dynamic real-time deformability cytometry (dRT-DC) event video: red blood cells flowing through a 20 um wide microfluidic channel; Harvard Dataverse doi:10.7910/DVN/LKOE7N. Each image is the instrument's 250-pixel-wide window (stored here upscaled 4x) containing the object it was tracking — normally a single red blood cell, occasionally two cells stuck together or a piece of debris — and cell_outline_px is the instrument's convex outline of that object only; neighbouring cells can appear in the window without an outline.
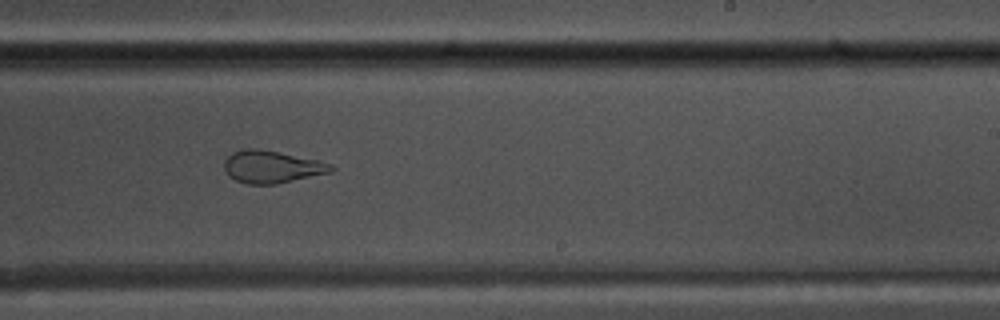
{"species": "common noctule bat (a hibernating species)", "species_latin": "Nyctalus noctula", "temperature_condition": "warm", "stored_images_in_passage": 48, "camera_frame_rate_fps": 3000, "um_per_image_px": 0.085, "animal": {"sex": "male", "body_mass_g": 17.5, "forearm_length_mm": 52.3}, "frame": {"image": 1, "passage_image": 28, "time_ms": 9.0, "image_size_px": [1000, 320], "cell_outline_px": [[336, 168], [332, 172], [276, 184], [248, 184], [236, 180], [228, 176], [224, 168], [224, 160], [232, 152], [244, 148], [260, 148], [316, 160], [332, 164]], "centroid_in_image_um": [23.08, 14.17], "position_along_channel_um": 265.9, "area_um2": 20.23}, "authors_computed_cell_mechanics": {"area_um2": 25.5187, "velocity_mm_per_s": 3.8265, "shape_relaxation_time_tau1_ms": null, "shape_relaxation_time_tau2_ms": 0.9572, "deformation_change_tau1": null, "deformation_change_tau2": 0.0726}}